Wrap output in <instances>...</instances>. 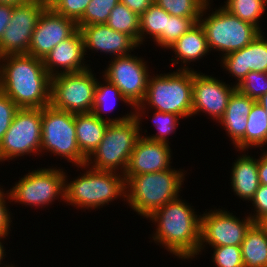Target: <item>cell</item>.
Returning a JSON list of instances; mask_svg holds the SVG:
<instances>
[{"instance_id": "cell-1", "label": "cell", "mask_w": 267, "mask_h": 267, "mask_svg": "<svg viewBox=\"0 0 267 267\" xmlns=\"http://www.w3.org/2000/svg\"><path fill=\"white\" fill-rule=\"evenodd\" d=\"M0 62H4L0 63V91L19 108L50 105L51 76L41 59L29 54H9L2 56Z\"/></svg>"}, {"instance_id": "cell-2", "label": "cell", "mask_w": 267, "mask_h": 267, "mask_svg": "<svg viewBox=\"0 0 267 267\" xmlns=\"http://www.w3.org/2000/svg\"><path fill=\"white\" fill-rule=\"evenodd\" d=\"M194 213L178 197L158 208L147 217L158 223L153 240L179 258H194L199 251L201 228V217Z\"/></svg>"}, {"instance_id": "cell-3", "label": "cell", "mask_w": 267, "mask_h": 267, "mask_svg": "<svg viewBox=\"0 0 267 267\" xmlns=\"http://www.w3.org/2000/svg\"><path fill=\"white\" fill-rule=\"evenodd\" d=\"M124 177L128 204L146 218L179 196L185 178L183 172L174 169Z\"/></svg>"}, {"instance_id": "cell-4", "label": "cell", "mask_w": 267, "mask_h": 267, "mask_svg": "<svg viewBox=\"0 0 267 267\" xmlns=\"http://www.w3.org/2000/svg\"><path fill=\"white\" fill-rule=\"evenodd\" d=\"M193 70L188 66L178 68V72L160 74L148 80L146 96L137 105L134 114L141 117L146 102L155 110L173 113L181 118L192 115ZM143 108V109H142Z\"/></svg>"}, {"instance_id": "cell-5", "label": "cell", "mask_w": 267, "mask_h": 267, "mask_svg": "<svg viewBox=\"0 0 267 267\" xmlns=\"http://www.w3.org/2000/svg\"><path fill=\"white\" fill-rule=\"evenodd\" d=\"M66 177L64 200L77 207L100 208L116 197L126 196L125 177L116 171L90 168L83 176L68 184Z\"/></svg>"}, {"instance_id": "cell-6", "label": "cell", "mask_w": 267, "mask_h": 267, "mask_svg": "<svg viewBox=\"0 0 267 267\" xmlns=\"http://www.w3.org/2000/svg\"><path fill=\"white\" fill-rule=\"evenodd\" d=\"M209 1L202 9L199 23L204 29L210 50L217 49L224 55L229 54L247 46L262 32L256 26L231 14L224 7L218 8L211 16L203 19Z\"/></svg>"}, {"instance_id": "cell-7", "label": "cell", "mask_w": 267, "mask_h": 267, "mask_svg": "<svg viewBox=\"0 0 267 267\" xmlns=\"http://www.w3.org/2000/svg\"><path fill=\"white\" fill-rule=\"evenodd\" d=\"M140 121L141 118L134 116L124 122L109 123L103 139L91 154L94 155L91 168L105 171L121 169L124 174L130 155L140 138Z\"/></svg>"}, {"instance_id": "cell-8", "label": "cell", "mask_w": 267, "mask_h": 267, "mask_svg": "<svg viewBox=\"0 0 267 267\" xmlns=\"http://www.w3.org/2000/svg\"><path fill=\"white\" fill-rule=\"evenodd\" d=\"M43 149L63 156L80 168L87 167V158L77 145L75 114L51 105L42 108L41 152Z\"/></svg>"}, {"instance_id": "cell-9", "label": "cell", "mask_w": 267, "mask_h": 267, "mask_svg": "<svg viewBox=\"0 0 267 267\" xmlns=\"http://www.w3.org/2000/svg\"><path fill=\"white\" fill-rule=\"evenodd\" d=\"M90 70L51 77L50 105L72 114L92 112L97 79Z\"/></svg>"}, {"instance_id": "cell-10", "label": "cell", "mask_w": 267, "mask_h": 267, "mask_svg": "<svg viewBox=\"0 0 267 267\" xmlns=\"http://www.w3.org/2000/svg\"><path fill=\"white\" fill-rule=\"evenodd\" d=\"M42 108H20L0 142V161L41 151Z\"/></svg>"}, {"instance_id": "cell-11", "label": "cell", "mask_w": 267, "mask_h": 267, "mask_svg": "<svg viewBox=\"0 0 267 267\" xmlns=\"http://www.w3.org/2000/svg\"><path fill=\"white\" fill-rule=\"evenodd\" d=\"M65 172L62 169H38L24 175L8 193V198L24 205L44 206L55 197L65 196Z\"/></svg>"}, {"instance_id": "cell-12", "label": "cell", "mask_w": 267, "mask_h": 267, "mask_svg": "<svg viewBox=\"0 0 267 267\" xmlns=\"http://www.w3.org/2000/svg\"><path fill=\"white\" fill-rule=\"evenodd\" d=\"M147 68L143 59L128 54L114 57L103 76L119 88L135 110L146 96L148 80L151 77Z\"/></svg>"}, {"instance_id": "cell-13", "label": "cell", "mask_w": 267, "mask_h": 267, "mask_svg": "<svg viewBox=\"0 0 267 267\" xmlns=\"http://www.w3.org/2000/svg\"><path fill=\"white\" fill-rule=\"evenodd\" d=\"M46 6L40 0H29L14 6L10 23L0 39V56L28 54L30 40Z\"/></svg>"}, {"instance_id": "cell-14", "label": "cell", "mask_w": 267, "mask_h": 267, "mask_svg": "<svg viewBox=\"0 0 267 267\" xmlns=\"http://www.w3.org/2000/svg\"><path fill=\"white\" fill-rule=\"evenodd\" d=\"M229 211L212 210L201 217L200 228V246L199 252L203 248L202 245L219 246H241L246 232L254 224L250 216L239 220L238 217L232 215Z\"/></svg>"}, {"instance_id": "cell-15", "label": "cell", "mask_w": 267, "mask_h": 267, "mask_svg": "<svg viewBox=\"0 0 267 267\" xmlns=\"http://www.w3.org/2000/svg\"><path fill=\"white\" fill-rule=\"evenodd\" d=\"M77 30L75 21L52 8H45L33 31L28 54L43 60L57 44L71 37Z\"/></svg>"}, {"instance_id": "cell-16", "label": "cell", "mask_w": 267, "mask_h": 267, "mask_svg": "<svg viewBox=\"0 0 267 267\" xmlns=\"http://www.w3.org/2000/svg\"><path fill=\"white\" fill-rule=\"evenodd\" d=\"M236 85L228 87L214 77L193 70L192 115L201 111L220 120Z\"/></svg>"}, {"instance_id": "cell-17", "label": "cell", "mask_w": 267, "mask_h": 267, "mask_svg": "<svg viewBox=\"0 0 267 267\" xmlns=\"http://www.w3.org/2000/svg\"><path fill=\"white\" fill-rule=\"evenodd\" d=\"M171 149L168 143L150 140L140 136L124 172V176L169 170Z\"/></svg>"}, {"instance_id": "cell-18", "label": "cell", "mask_w": 267, "mask_h": 267, "mask_svg": "<svg viewBox=\"0 0 267 267\" xmlns=\"http://www.w3.org/2000/svg\"><path fill=\"white\" fill-rule=\"evenodd\" d=\"M84 41V50L95 49L110 53L114 57L128 55L130 50L139 47V44L128 34L118 32L107 24H93L78 26ZM87 48V49H86Z\"/></svg>"}, {"instance_id": "cell-19", "label": "cell", "mask_w": 267, "mask_h": 267, "mask_svg": "<svg viewBox=\"0 0 267 267\" xmlns=\"http://www.w3.org/2000/svg\"><path fill=\"white\" fill-rule=\"evenodd\" d=\"M84 41L78 29L71 37L57 44L44 58L43 65L51 77L61 73H76L89 69L83 61ZM83 60V61H82ZM82 62V63H81ZM61 67L63 71H54ZM55 72V73H54Z\"/></svg>"}, {"instance_id": "cell-20", "label": "cell", "mask_w": 267, "mask_h": 267, "mask_svg": "<svg viewBox=\"0 0 267 267\" xmlns=\"http://www.w3.org/2000/svg\"><path fill=\"white\" fill-rule=\"evenodd\" d=\"M260 33L240 50L222 55V64L239 82L250 71L267 72V40Z\"/></svg>"}, {"instance_id": "cell-21", "label": "cell", "mask_w": 267, "mask_h": 267, "mask_svg": "<svg viewBox=\"0 0 267 267\" xmlns=\"http://www.w3.org/2000/svg\"><path fill=\"white\" fill-rule=\"evenodd\" d=\"M255 102L256 100L236 89L228 101L223 117L219 120L235 145L245 136L248 115Z\"/></svg>"}, {"instance_id": "cell-22", "label": "cell", "mask_w": 267, "mask_h": 267, "mask_svg": "<svg viewBox=\"0 0 267 267\" xmlns=\"http://www.w3.org/2000/svg\"><path fill=\"white\" fill-rule=\"evenodd\" d=\"M108 124V121L100 120L92 112L75 114L77 145L87 158L86 166L93 163L91 154L103 139Z\"/></svg>"}, {"instance_id": "cell-23", "label": "cell", "mask_w": 267, "mask_h": 267, "mask_svg": "<svg viewBox=\"0 0 267 267\" xmlns=\"http://www.w3.org/2000/svg\"><path fill=\"white\" fill-rule=\"evenodd\" d=\"M231 185L236 195L244 200L253 198L259 188L258 159L243 155L232 166Z\"/></svg>"}, {"instance_id": "cell-24", "label": "cell", "mask_w": 267, "mask_h": 267, "mask_svg": "<svg viewBox=\"0 0 267 267\" xmlns=\"http://www.w3.org/2000/svg\"><path fill=\"white\" fill-rule=\"evenodd\" d=\"M174 50L183 63L199 60L210 50L207 45L206 34L200 23L194 24L185 34H183L169 49Z\"/></svg>"}, {"instance_id": "cell-25", "label": "cell", "mask_w": 267, "mask_h": 267, "mask_svg": "<svg viewBox=\"0 0 267 267\" xmlns=\"http://www.w3.org/2000/svg\"><path fill=\"white\" fill-rule=\"evenodd\" d=\"M244 267H267V234L254 223L241 244Z\"/></svg>"}, {"instance_id": "cell-26", "label": "cell", "mask_w": 267, "mask_h": 267, "mask_svg": "<svg viewBox=\"0 0 267 267\" xmlns=\"http://www.w3.org/2000/svg\"><path fill=\"white\" fill-rule=\"evenodd\" d=\"M245 136L236 144L239 150H246L251 146L261 147L267 144V117L265 110L257 103L253 104L248 115ZM250 146V147H249Z\"/></svg>"}, {"instance_id": "cell-27", "label": "cell", "mask_w": 267, "mask_h": 267, "mask_svg": "<svg viewBox=\"0 0 267 267\" xmlns=\"http://www.w3.org/2000/svg\"><path fill=\"white\" fill-rule=\"evenodd\" d=\"M104 81H106L105 82L106 85L97 81L92 113L100 120H105V121H108L109 123L124 122V121H127V120L131 119L132 117H134L135 114L133 112L131 114L129 113V115L126 114V116H123L122 118L119 117V118H115V119H111V118L107 119V117L104 118L102 116L103 114H101V112L112 111V108H113L112 104L115 103L114 100L118 99V100L124 101L127 104H130L126 100V98L123 96V94L121 93V91L119 90V88L117 86H115L114 84H112L111 82H109L107 80H104ZM111 99L113 101H111ZM110 101L112 104L110 103ZM110 104L112 106H110Z\"/></svg>"}, {"instance_id": "cell-28", "label": "cell", "mask_w": 267, "mask_h": 267, "mask_svg": "<svg viewBox=\"0 0 267 267\" xmlns=\"http://www.w3.org/2000/svg\"><path fill=\"white\" fill-rule=\"evenodd\" d=\"M112 29L130 35L139 44L140 16L120 2L111 10L106 23Z\"/></svg>"}, {"instance_id": "cell-29", "label": "cell", "mask_w": 267, "mask_h": 267, "mask_svg": "<svg viewBox=\"0 0 267 267\" xmlns=\"http://www.w3.org/2000/svg\"><path fill=\"white\" fill-rule=\"evenodd\" d=\"M167 12L155 2L140 15L139 45L146 34L153 36L155 41L166 30Z\"/></svg>"}, {"instance_id": "cell-30", "label": "cell", "mask_w": 267, "mask_h": 267, "mask_svg": "<svg viewBox=\"0 0 267 267\" xmlns=\"http://www.w3.org/2000/svg\"><path fill=\"white\" fill-rule=\"evenodd\" d=\"M267 0H227L223 7L242 21L256 26L260 31L258 20L265 12Z\"/></svg>"}, {"instance_id": "cell-31", "label": "cell", "mask_w": 267, "mask_h": 267, "mask_svg": "<svg viewBox=\"0 0 267 267\" xmlns=\"http://www.w3.org/2000/svg\"><path fill=\"white\" fill-rule=\"evenodd\" d=\"M200 17H177L167 13L166 30L154 41L158 46L169 48L194 24L199 22Z\"/></svg>"}, {"instance_id": "cell-32", "label": "cell", "mask_w": 267, "mask_h": 267, "mask_svg": "<svg viewBox=\"0 0 267 267\" xmlns=\"http://www.w3.org/2000/svg\"><path fill=\"white\" fill-rule=\"evenodd\" d=\"M120 0H91L77 26L106 24L111 10Z\"/></svg>"}, {"instance_id": "cell-33", "label": "cell", "mask_w": 267, "mask_h": 267, "mask_svg": "<svg viewBox=\"0 0 267 267\" xmlns=\"http://www.w3.org/2000/svg\"><path fill=\"white\" fill-rule=\"evenodd\" d=\"M208 0H154L170 15L177 17H200Z\"/></svg>"}, {"instance_id": "cell-34", "label": "cell", "mask_w": 267, "mask_h": 267, "mask_svg": "<svg viewBox=\"0 0 267 267\" xmlns=\"http://www.w3.org/2000/svg\"><path fill=\"white\" fill-rule=\"evenodd\" d=\"M236 89L251 99L257 100L267 93V72L250 71L236 84Z\"/></svg>"}, {"instance_id": "cell-35", "label": "cell", "mask_w": 267, "mask_h": 267, "mask_svg": "<svg viewBox=\"0 0 267 267\" xmlns=\"http://www.w3.org/2000/svg\"><path fill=\"white\" fill-rule=\"evenodd\" d=\"M181 117L173 113H164L161 111L155 110L153 116V122L155 123L156 128L158 129V134L153 136H146V138L154 141L168 143L167 135L174 132L177 125H179L178 120Z\"/></svg>"}, {"instance_id": "cell-36", "label": "cell", "mask_w": 267, "mask_h": 267, "mask_svg": "<svg viewBox=\"0 0 267 267\" xmlns=\"http://www.w3.org/2000/svg\"><path fill=\"white\" fill-rule=\"evenodd\" d=\"M213 262L217 267H244L241 246L213 247Z\"/></svg>"}, {"instance_id": "cell-37", "label": "cell", "mask_w": 267, "mask_h": 267, "mask_svg": "<svg viewBox=\"0 0 267 267\" xmlns=\"http://www.w3.org/2000/svg\"><path fill=\"white\" fill-rule=\"evenodd\" d=\"M91 0H59L52 9L76 23L82 18Z\"/></svg>"}, {"instance_id": "cell-38", "label": "cell", "mask_w": 267, "mask_h": 267, "mask_svg": "<svg viewBox=\"0 0 267 267\" xmlns=\"http://www.w3.org/2000/svg\"><path fill=\"white\" fill-rule=\"evenodd\" d=\"M19 109L10 97L0 91V142Z\"/></svg>"}, {"instance_id": "cell-39", "label": "cell", "mask_w": 267, "mask_h": 267, "mask_svg": "<svg viewBox=\"0 0 267 267\" xmlns=\"http://www.w3.org/2000/svg\"><path fill=\"white\" fill-rule=\"evenodd\" d=\"M251 201H253L256 213L254 216L250 215V218L254 223H258L267 216V185L260 184Z\"/></svg>"}, {"instance_id": "cell-40", "label": "cell", "mask_w": 267, "mask_h": 267, "mask_svg": "<svg viewBox=\"0 0 267 267\" xmlns=\"http://www.w3.org/2000/svg\"><path fill=\"white\" fill-rule=\"evenodd\" d=\"M0 235L1 234H8L9 229H10V223L11 218H10V213L8 212L5 203V196L4 192H2V188H0Z\"/></svg>"}, {"instance_id": "cell-41", "label": "cell", "mask_w": 267, "mask_h": 267, "mask_svg": "<svg viewBox=\"0 0 267 267\" xmlns=\"http://www.w3.org/2000/svg\"><path fill=\"white\" fill-rule=\"evenodd\" d=\"M120 2L140 16L154 3V0H120Z\"/></svg>"}, {"instance_id": "cell-42", "label": "cell", "mask_w": 267, "mask_h": 267, "mask_svg": "<svg viewBox=\"0 0 267 267\" xmlns=\"http://www.w3.org/2000/svg\"><path fill=\"white\" fill-rule=\"evenodd\" d=\"M14 6L8 4H0V39L10 23Z\"/></svg>"}, {"instance_id": "cell-43", "label": "cell", "mask_w": 267, "mask_h": 267, "mask_svg": "<svg viewBox=\"0 0 267 267\" xmlns=\"http://www.w3.org/2000/svg\"><path fill=\"white\" fill-rule=\"evenodd\" d=\"M258 176L259 183L267 185V151L258 159Z\"/></svg>"}, {"instance_id": "cell-44", "label": "cell", "mask_w": 267, "mask_h": 267, "mask_svg": "<svg viewBox=\"0 0 267 267\" xmlns=\"http://www.w3.org/2000/svg\"><path fill=\"white\" fill-rule=\"evenodd\" d=\"M256 101L265 110L267 117V93L259 97Z\"/></svg>"}, {"instance_id": "cell-45", "label": "cell", "mask_w": 267, "mask_h": 267, "mask_svg": "<svg viewBox=\"0 0 267 267\" xmlns=\"http://www.w3.org/2000/svg\"><path fill=\"white\" fill-rule=\"evenodd\" d=\"M27 1L29 0H0V4H8L12 6H17L20 4H24Z\"/></svg>"}, {"instance_id": "cell-46", "label": "cell", "mask_w": 267, "mask_h": 267, "mask_svg": "<svg viewBox=\"0 0 267 267\" xmlns=\"http://www.w3.org/2000/svg\"><path fill=\"white\" fill-rule=\"evenodd\" d=\"M5 236H8V234H1L0 235V240L2 239V238H5ZM4 248V246L2 245V243L0 242V264H2L1 262H2V260H3V257H4V255H6V254H4L5 252V250L3 249Z\"/></svg>"}, {"instance_id": "cell-47", "label": "cell", "mask_w": 267, "mask_h": 267, "mask_svg": "<svg viewBox=\"0 0 267 267\" xmlns=\"http://www.w3.org/2000/svg\"><path fill=\"white\" fill-rule=\"evenodd\" d=\"M46 8H52L59 0H40Z\"/></svg>"}, {"instance_id": "cell-48", "label": "cell", "mask_w": 267, "mask_h": 267, "mask_svg": "<svg viewBox=\"0 0 267 267\" xmlns=\"http://www.w3.org/2000/svg\"><path fill=\"white\" fill-rule=\"evenodd\" d=\"M258 224L265 231V233L267 234V216H265L264 218H262L258 222Z\"/></svg>"}]
</instances>
